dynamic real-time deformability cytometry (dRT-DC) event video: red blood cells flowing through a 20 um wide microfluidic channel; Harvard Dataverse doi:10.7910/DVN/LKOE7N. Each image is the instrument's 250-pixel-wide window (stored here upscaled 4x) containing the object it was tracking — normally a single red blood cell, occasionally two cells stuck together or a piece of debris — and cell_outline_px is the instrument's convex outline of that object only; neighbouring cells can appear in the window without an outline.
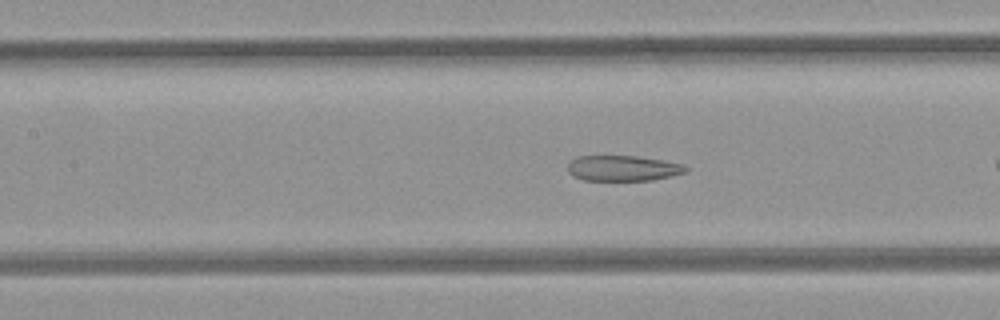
{"species": "common noctule bat (a hibernating species)", "species_latin": "Nyctalus noctula", "temperature_condition": "room temperature", "stored_images_in_passage": 25, "camera_frame_rate_fps": 3000, "um_per_image_px": 0.085, "animal": {"sex": "female", "body_mass_g": 21.9}, "frame": {"image": 1, "passage_image": 8, "time_ms": 2.333, "image_size_px": [1000, 320], "cell_outline_px": [[688, 172], [672, 176], [652, 180], [584, 180], [572, 176], [568, 172], [568, 160], [576, 156], [636, 156], [664, 160], [684, 164], [688, 168]], "centroid_in_image_um": [52.95, 14.29], "position_along_channel_um": 154.5, "area_um2": 17.8}}